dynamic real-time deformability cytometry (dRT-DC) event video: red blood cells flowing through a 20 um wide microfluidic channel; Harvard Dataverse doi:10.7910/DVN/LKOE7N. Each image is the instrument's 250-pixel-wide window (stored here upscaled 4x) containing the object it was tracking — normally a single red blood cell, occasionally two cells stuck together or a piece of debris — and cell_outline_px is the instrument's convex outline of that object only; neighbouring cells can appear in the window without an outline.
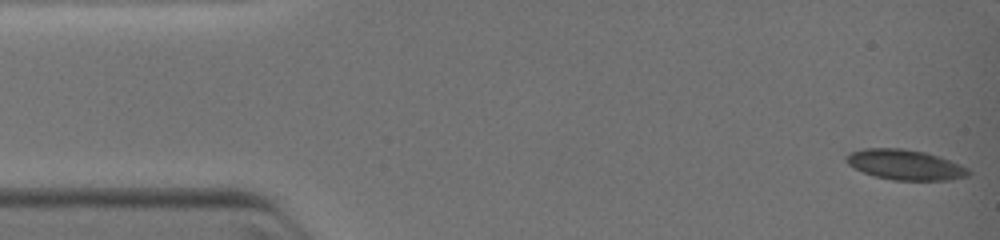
{"species": "common noctule bat (a hibernating species)", "species_latin": "Nyctalus noctula", "temperature_condition": "warm", "stored_images_in_passage": 8, "camera_frame_rate_fps": 3000, "um_per_image_px": 0.085, "animal": {"sex": "female", "body_mass_g": 19.0, "forearm_length_mm": 51.5}, "frame": {"image": 1, "passage_image": 1, "time_ms": 0.0, "image_size_px": [1000, 240], "cell_outline_px": [[972, 172], [968, 176], [952, 180], [892, 180], [876, 176], [864, 172], [848, 164], [844, 160], [844, 156], [852, 152], [864, 148], [904, 148], [924, 152], [940, 156], [960, 164], [968, 168]], "centroid_in_image_um": [76.97, 14.0], "position_along_channel_um": 8.0, "area_um2": 21.62}}